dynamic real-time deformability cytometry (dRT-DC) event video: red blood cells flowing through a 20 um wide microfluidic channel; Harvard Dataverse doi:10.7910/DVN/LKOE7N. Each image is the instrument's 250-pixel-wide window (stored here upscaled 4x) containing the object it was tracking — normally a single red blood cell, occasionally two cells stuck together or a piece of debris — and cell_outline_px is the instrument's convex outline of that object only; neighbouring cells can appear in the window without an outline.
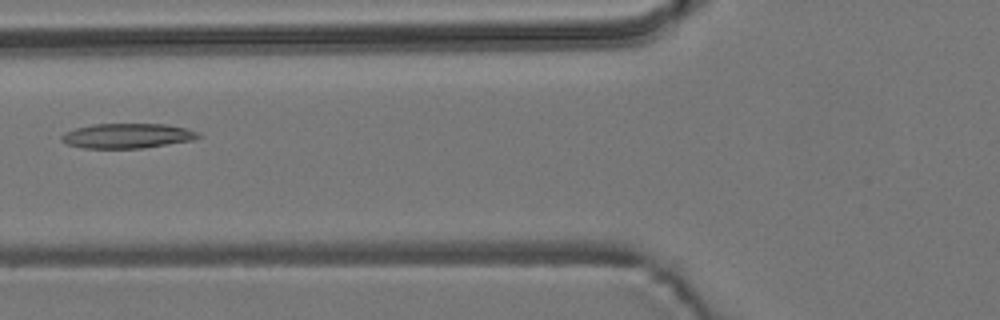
{"species": "common noctule bat (a hibernating species)", "species_latin": "Nyctalus noctula", "temperature_condition": "room temperature", "stored_images_in_passage": 3, "camera_frame_rate_fps": 3000, "um_per_image_px": 0.085, "animal": {"sex": "male", "body_mass_g": 19.2, "forearm_length_mm": 51.8}, "frame": {"image": 1, "passage_image": 3, "time_ms": 0.667, "image_size_px": [1000, 320], "cell_outline_px": [[204, 136], [192, 140], [144, 148], [84, 148], [68, 144], [60, 140], [60, 136], [64, 132], [76, 128], [92, 124], [168, 124], [184, 128], [196, 132]], "centroid_in_image_um": [10.8, 11.54], "position_along_channel_um": 115.0, "area_um2": 19.77}}